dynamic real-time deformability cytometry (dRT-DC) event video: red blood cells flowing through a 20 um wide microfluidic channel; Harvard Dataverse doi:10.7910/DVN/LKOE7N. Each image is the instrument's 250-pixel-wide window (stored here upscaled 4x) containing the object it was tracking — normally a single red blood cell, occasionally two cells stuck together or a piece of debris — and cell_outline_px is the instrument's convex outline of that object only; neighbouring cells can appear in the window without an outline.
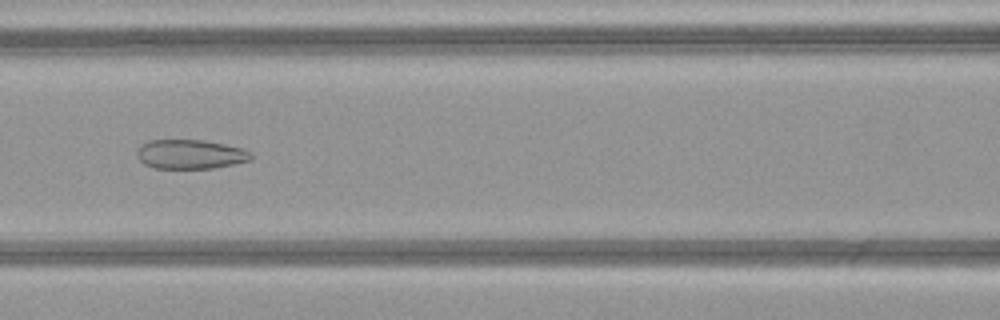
{"species": "common noctule bat (a hibernating species)", "species_latin": "Nyctalus noctula", "temperature_condition": "warm", "stored_images_in_passage": 50, "camera_frame_rate_fps": 3000, "um_per_image_px": 0.085, "animal": {"sex": "female", "body_mass_g": 21.9}, "frame": {"image": 1, "passage_image": 23, "time_ms": 7.333, "image_size_px": [1000, 320], "cell_outline_px": [[252, 160], [212, 168], [156, 168], [144, 164], [136, 156], [136, 148], [140, 144], [148, 140], [204, 140], [244, 148], [252, 152]], "centroid_in_image_um": [16.16, 13.1], "position_along_channel_um": 150.4, "area_um2": 19.65}}
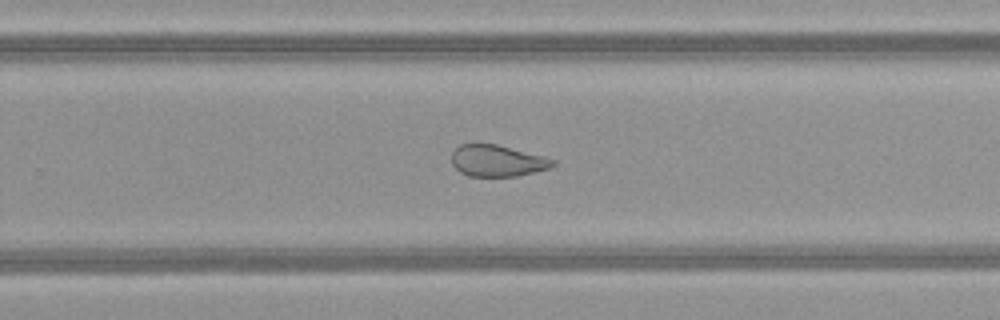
{"frame": {"image": 2, "passage_image": 33, "time_ms": 10.667, "image_size_px": [1000, 320], "cell_outline_px": [[556, 164], [552, 168], [516, 176], [468, 176], [460, 172], [452, 164], [452, 152], [460, 144], [496, 144], [544, 156], [556, 160]], "centroid_in_image_um": [42.29, 13.67], "position_along_channel_um": 287.5, "area_um2": 18.61}}
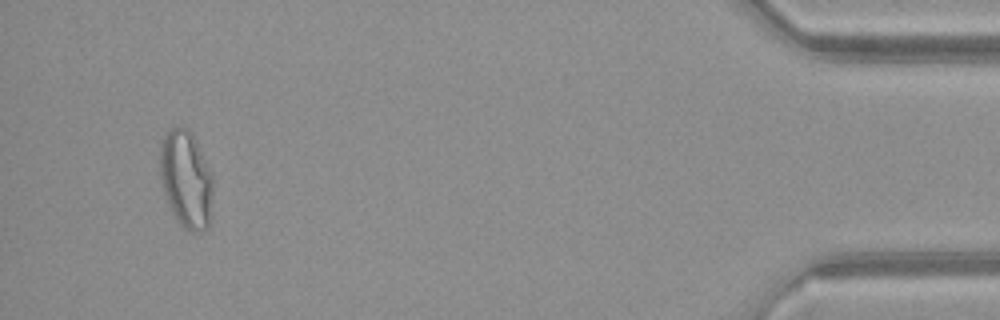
{"frame": {"image": 3, "passage_image": 48, "time_ms": 15.667, "image_size_px": [1000, 320], "cell_outline_px": [[212, 192], [208, 228], [200, 232], [192, 232], [184, 228], [176, 220], [172, 212], [164, 188], [160, 172], [160, 144], [168, 128], [188, 128], [192, 132], [196, 140], [212, 176]], "centroid_in_image_um": [15.82, 15.23], "position_along_channel_um": 419.4, "area_um2": 29.71}, "authors_computed_cell_mechanics": {"area_um2": 26.6169, "velocity_mm_per_s": 4.1327, "shape_relaxation_time_tau1_ms": null, "shape_relaxation_time_tau2_ms": 1.3471, "deformation_change_tau1": null, "deformation_change_tau2": 0.0858}}